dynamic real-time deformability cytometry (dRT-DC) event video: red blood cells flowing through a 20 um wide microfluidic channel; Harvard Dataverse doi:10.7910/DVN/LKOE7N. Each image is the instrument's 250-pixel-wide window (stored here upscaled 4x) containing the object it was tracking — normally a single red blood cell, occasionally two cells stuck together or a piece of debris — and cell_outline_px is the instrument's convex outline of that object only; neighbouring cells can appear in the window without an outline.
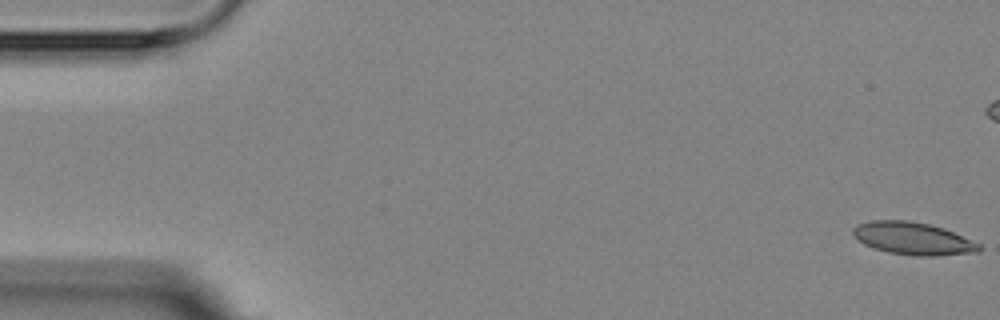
{"species": "Egyptian fruit bat (a non-hibernating species)", "species_latin": "Rousettus aegyptiacus", "temperature_condition": "room temperature", "stored_images_in_passage": 5, "camera_frame_rate_fps": 3000, "um_per_image_px": 0.085, "animal": {"sex": "female"}, "frame": {"image": 1, "passage_image": 1, "time_ms": 0.0, "image_size_px": [1000, 320], "cell_outline_px": [[980, 252], [936, 256], [912, 256], [888, 252], [872, 248], [864, 244], [852, 232], [852, 228], [856, 224], [872, 220], [908, 220], [928, 224], [944, 228], [980, 244]], "centroid_in_image_um": [77.59, 20.28], "position_along_channel_um": 7.4, "area_um2": 23.93}}
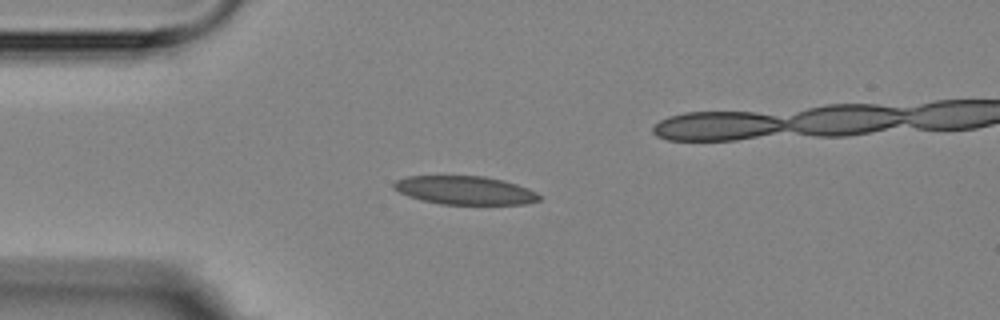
{"frame": {"image": 2, "passage_image": 4, "time_ms": 4.333, "image_size_px": [1000, 320], "cell_outline_px": [[540, 200], [528, 204], [440, 204], [420, 200], [408, 196], [392, 188], [392, 184], [396, 180], [408, 176], [484, 176], [504, 180], [528, 188], [536, 192], [540, 196]], "centroid_in_image_um": [39.51, 16.17], "position_along_channel_um": 45.5, "area_um2": 24.22}}